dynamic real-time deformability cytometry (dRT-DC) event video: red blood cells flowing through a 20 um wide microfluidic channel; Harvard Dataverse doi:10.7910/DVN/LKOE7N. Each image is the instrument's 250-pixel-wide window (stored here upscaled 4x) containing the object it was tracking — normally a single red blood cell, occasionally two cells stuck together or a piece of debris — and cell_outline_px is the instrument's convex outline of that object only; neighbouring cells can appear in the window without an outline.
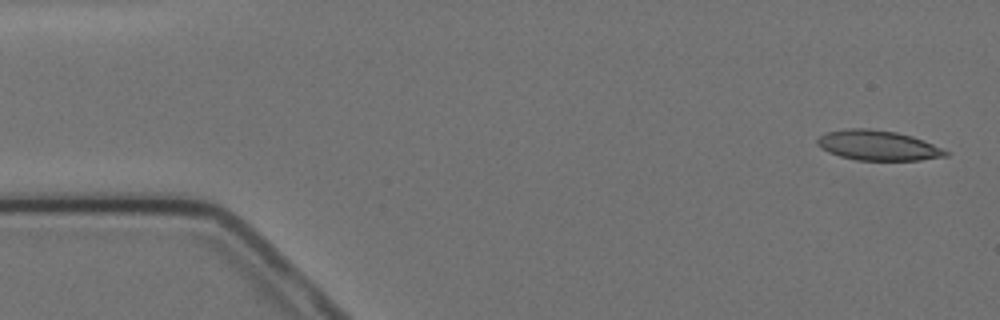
{"species": "Egyptian fruit bat (a non-hibernating species)", "species_latin": "Rousettus aegyptiacus", "temperature_condition": "cold", "stored_images_in_passage": 4, "segment_of_instrument_passage": [2, 2], "camera_frame_rate_fps": 3000, "um_per_image_px": 0.085, "animal": {"sex": "female"}, "frame": {"image": 1, "passage_image": 4, "time_ms": 3.667, "image_size_px": [1000, 320], "cell_outline_px": [[948, 156], [920, 160], [856, 160], [840, 156], [828, 152], [820, 148], [816, 144], [816, 140], [824, 132], [848, 128], [868, 128], [896, 132], [912, 136], [924, 140], [948, 152]], "centroid_in_image_um": [74.57, 12.35], "position_along_channel_um": 10.4, "area_um2": 22.48}}